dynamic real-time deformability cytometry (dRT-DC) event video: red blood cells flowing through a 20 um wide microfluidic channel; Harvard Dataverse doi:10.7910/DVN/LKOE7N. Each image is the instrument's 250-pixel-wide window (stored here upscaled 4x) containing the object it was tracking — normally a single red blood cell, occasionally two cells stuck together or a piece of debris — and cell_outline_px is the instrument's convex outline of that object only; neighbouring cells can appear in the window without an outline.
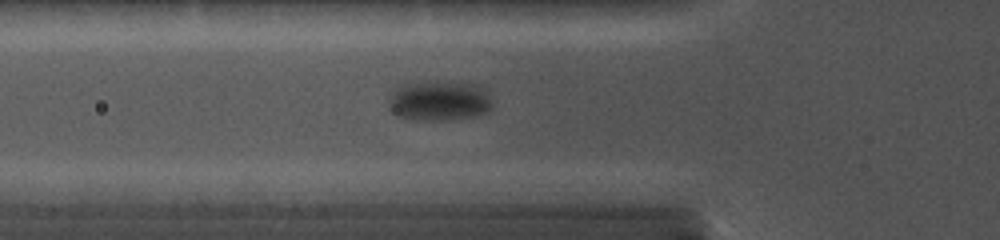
{"species": "common noctule bat (a hibernating species)", "species_latin": "Nyctalus noctula", "temperature_condition": "cold", "stored_images_in_passage": 31, "camera_frame_rate_fps": 5000, "um_per_image_px": 0.085, "animal": {"sex": "female", "body_mass_g": 19.0, "forearm_length_mm": 56.7}, "frame": {"image": 1, "passage_image": 3, "time_ms": 0.6, "image_size_px": [1000, 240], "cell_outline_px": [[488, 108], [480, 112], [468, 116], [432, 120], [400, 116], [392, 108], [392, 100], [396, 84], [436, 80], [444, 80], [484, 84], [488, 100]], "centroid_in_image_um": [37.34, 8.46], "position_along_channel_um": 88.5, "area_um2": 23.35}}
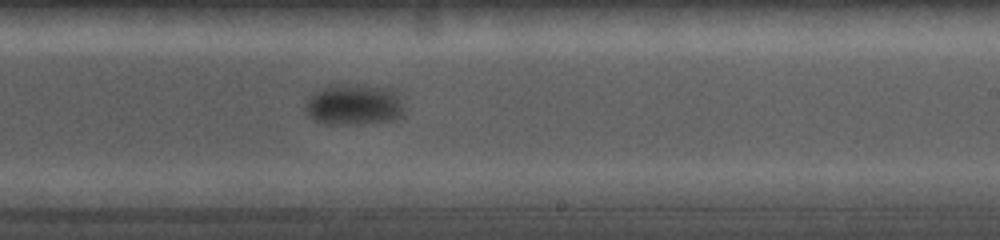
{"frame": {"image": 2, "passage_image": 16, "time_ms": 5.2, "image_size_px": [1000, 240], "cell_outline_px": [[404, 112], [400, 116], [392, 120], [356, 124], [324, 124], [308, 116], [308, 100], [316, 92], [332, 84], [360, 84], [392, 88], [396, 92], [404, 108]], "centroid_in_image_um": [30.14, 8.88], "position_along_channel_um": 258.9, "area_um2": 23.41}}
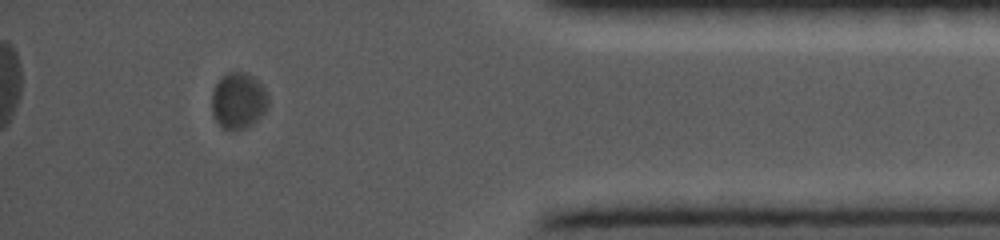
{"frame": {"image": 3, "passage_image": 28, "time_ms": 10.0, "image_size_px": [1000, 240], "cell_outline_px": [[268, 108], [248, 128], [228, 132], [216, 120], [212, 112], [212, 92], [220, 76], [228, 72], [244, 72], [252, 76], [264, 88], [268, 96]], "centroid_in_image_um": [20.25, 8.58], "position_along_channel_um": 414.9, "area_um2": 18.61}}